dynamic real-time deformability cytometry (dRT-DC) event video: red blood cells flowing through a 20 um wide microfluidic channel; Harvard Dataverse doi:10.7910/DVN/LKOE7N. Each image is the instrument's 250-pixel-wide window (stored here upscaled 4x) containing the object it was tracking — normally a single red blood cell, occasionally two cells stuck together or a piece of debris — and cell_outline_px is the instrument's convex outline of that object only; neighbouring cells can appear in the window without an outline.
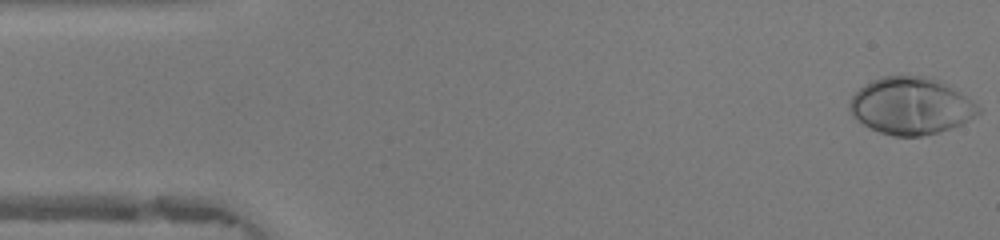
{"species": "human", "species_latin": "Homo sapiens", "temperature_condition": "warm", "stored_images_in_passage": 48, "camera_frame_rate_fps": 3000, "um_per_image_px": 0.085, "donor": {"sex": "female"}, "frame": {"image": 1, "passage_image": 1, "time_ms": 0.0, "image_size_px": [1000, 240], "cell_outline_px": [[984, 112], [952, 128], [940, 132], [920, 136], [892, 136], [880, 132], [864, 124], [852, 116], [848, 108], [848, 104], [852, 96], [864, 84], [872, 80], [884, 76], [924, 76], [940, 80], [948, 84], [972, 100]], "centroid_in_image_um": [77.44, 9.0], "position_along_channel_um": 7.6, "area_um2": 42.89}}
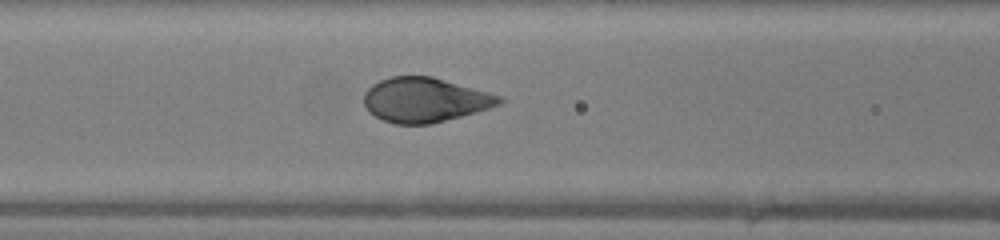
{"frame": {"image": 2, "passage_image": 19, "time_ms": 6.0, "image_size_px": [1000, 240], "cell_outline_px": [[504, 100], [500, 104], [476, 112], [432, 124], [396, 124], [384, 120], [368, 112], [364, 104], [364, 92], [372, 84], [388, 76], [432, 76], [500, 96]], "centroid_in_image_um": [36.07, 8.49], "position_along_channel_um": 130.5, "area_um2": 34.97}}
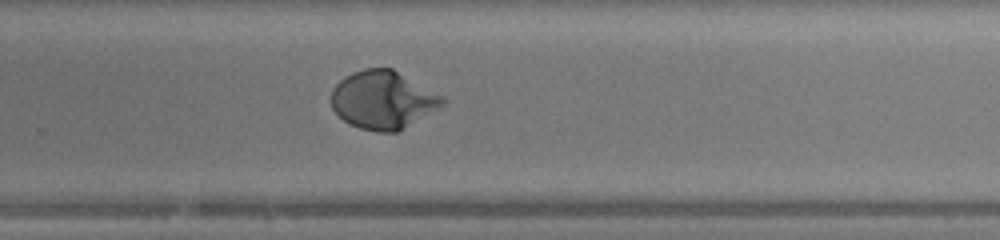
{"frame": {"image": 3, "passage_image": 31, "time_ms": 10.0, "image_size_px": [1000, 240], "cell_outline_px": [[448, 100], [444, 104], [396, 132], [376, 132], [360, 128], [348, 124], [332, 108], [332, 88], [344, 76], [352, 72], [364, 68], [392, 68], [444, 96]], "centroid_in_image_um": [32.54, 8.48], "position_along_channel_um": 297.3, "area_um2": 37.45}, "authors_computed_cell_mechanics": {"area_um2": 37.5411, "velocity_mm_per_s": 4.1808, "shape_relaxation_time_tau1_ms": 2.8531, "shape_relaxation_time_tau2_ms": null, "deformation_change_tau1": 0.217, "deformation_change_tau2": null}}